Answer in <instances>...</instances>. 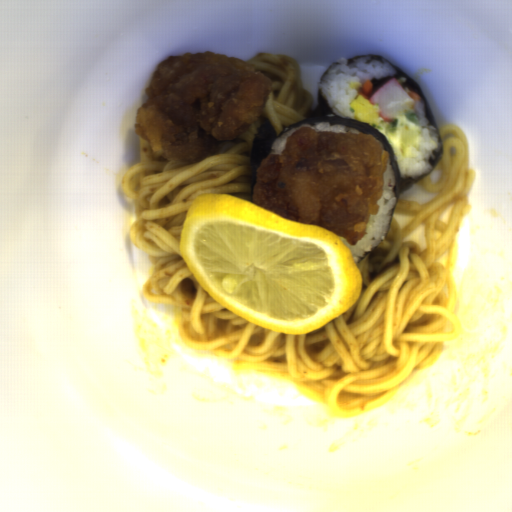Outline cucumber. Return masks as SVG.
Segmentation results:
<instances>
[{"label": "cucumber", "instance_id": "2", "mask_svg": "<svg viewBox=\"0 0 512 512\" xmlns=\"http://www.w3.org/2000/svg\"><path fill=\"white\" fill-rule=\"evenodd\" d=\"M403 116H405L406 118H408L409 120H411L415 124L418 121V115L412 109L410 111H408L406 114H404Z\"/></svg>", "mask_w": 512, "mask_h": 512}, {"label": "cucumber", "instance_id": "1", "mask_svg": "<svg viewBox=\"0 0 512 512\" xmlns=\"http://www.w3.org/2000/svg\"><path fill=\"white\" fill-rule=\"evenodd\" d=\"M384 130H385V133H388V134L401 133L400 118L393 123H387L385 121Z\"/></svg>", "mask_w": 512, "mask_h": 512}]
</instances>
